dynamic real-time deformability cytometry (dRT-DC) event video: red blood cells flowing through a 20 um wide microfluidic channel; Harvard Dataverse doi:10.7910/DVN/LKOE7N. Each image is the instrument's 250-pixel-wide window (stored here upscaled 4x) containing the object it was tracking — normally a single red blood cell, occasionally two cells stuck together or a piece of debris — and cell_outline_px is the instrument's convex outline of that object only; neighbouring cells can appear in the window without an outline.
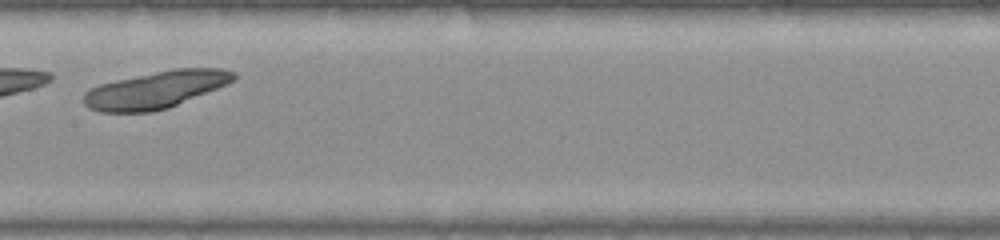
{"species": "common noctule bat (a hibernating species)", "species_latin": "Nyctalus noctula", "temperature_condition": "warm", "stored_images_in_passage": 21, "camera_frame_rate_fps": 3000, "um_per_image_px": 0.085, "animal": {"sex": "female", "body_mass_g": 22.0, "forearm_length_mm": 56.7}, "frame": {"image": 1, "passage_image": 10, "time_ms": 3.0, "image_size_px": [1000, 240], "cell_outline_px": [[236, 80], [228, 84], [168, 108], [152, 112], [100, 112], [88, 108], [84, 104], [84, 92], [100, 84], [116, 80], [176, 68], [224, 68], [236, 72]], "centroid_in_image_um": [13.28, 7.63], "position_along_channel_um": 194.1, "area_um2": 32.37}}